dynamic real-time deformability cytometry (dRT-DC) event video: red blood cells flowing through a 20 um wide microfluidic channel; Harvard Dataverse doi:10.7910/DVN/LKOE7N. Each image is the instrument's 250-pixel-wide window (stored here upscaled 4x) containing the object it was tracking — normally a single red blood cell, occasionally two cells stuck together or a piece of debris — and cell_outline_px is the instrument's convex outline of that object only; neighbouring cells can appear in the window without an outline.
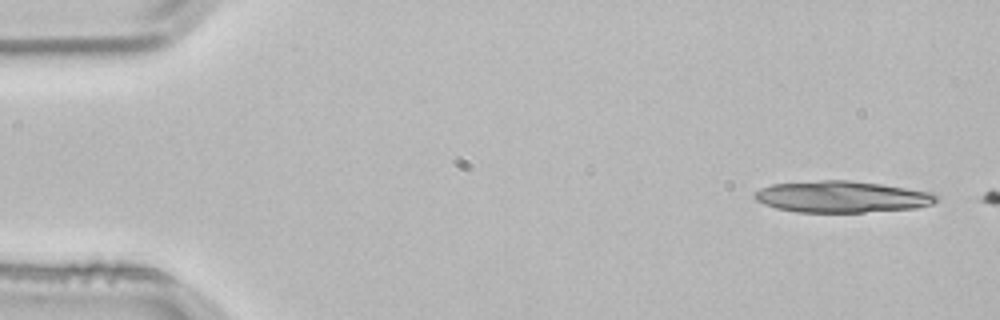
{"species": "common noctule bat (a hibernating species)", "species_latin": "Nyctalus noctula", "temperature_condition": "room temperature", "stored_images_in_passage": 3, "camera_frame_rate_fps": 3000, "um_per_image_px": 0.085, "animal": {"sex": "male", "body_mass_g": 21.5, "forearm_length_mm": 52.0}, "frame": {"image": 1, "passage_image": 1, "time_ms": 0.0, "image_size_px": [1000, 320], "cell_outline_px": [[940, 196], [932, 204], [916, 208], [864, 212], [796, 212], [776, 208], [764, 204], [756, 200], [752, 196], [760, 188], [772, 184], [820, 180], [848, 180], [880, 184], [932, 192]], "centroid_in_image_um": [71.54, 16.72], "position_along_channel_um": 13.5, "area_um2": 33.35}}